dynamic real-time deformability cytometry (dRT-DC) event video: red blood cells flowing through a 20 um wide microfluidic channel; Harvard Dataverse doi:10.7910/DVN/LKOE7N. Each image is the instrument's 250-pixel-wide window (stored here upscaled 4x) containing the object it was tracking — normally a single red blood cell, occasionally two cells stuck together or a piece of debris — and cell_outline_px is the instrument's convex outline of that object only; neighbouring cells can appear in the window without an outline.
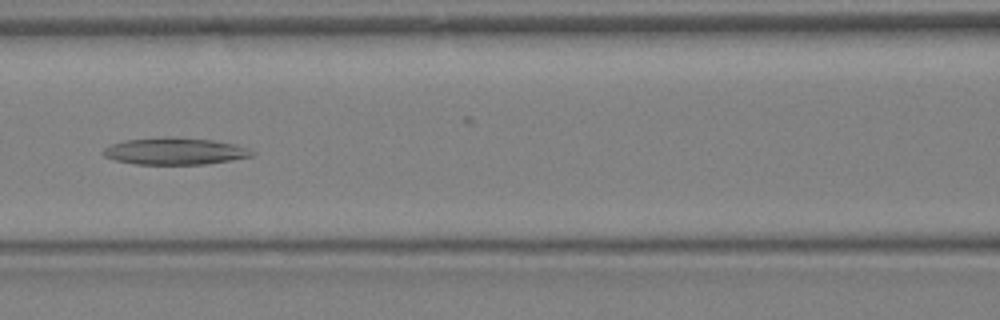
{"species": "Egyptian fruit bat (a non-hibernating species)", "species_latin": "Rousettus aegyptiacus", "temperature_condition": "warm", "stored_images_in_passage": 32, "camera_frame_rate_fps": 3000, "um_per_image_px": 0.085, "animal": {"sex": "female"}, "frame": {"image": 1, "passage_image": 14, "time_ms": 4.333, "image_size_px": [1000, 320], "cell_outline_px": [[256, 152], [252, 156], [232, 160], [204, 164], [136, 164], [116, 160], [104, 156], [100, 152], [104, 148], [112, 144], [124, 140], [160, 136], [172, 136], [212, 140], [236, 144], [248, 148]], "centroid_in_image_um": [14.86, 12.83], "position_along_channel_um": 151.7, "area_um2": 23.58}}
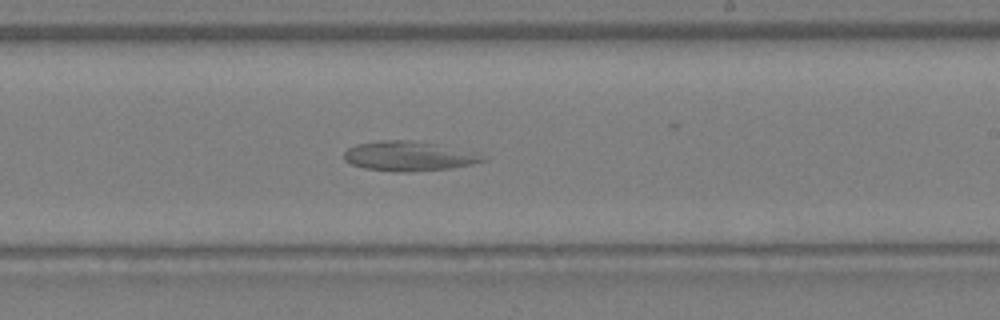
{"frame": {"image": 2, "passage_image": 19, "time_ms": 6.0, "image_size_px": [1000, 320], "cell_outline_px": [[488, 160], [472, 164], [452, 168], [404, 172], [400, 172], [364, 168], [352, 164], [344, 160], [344, 152], [348, 148], [356, 144], [380, 140], [412, 140], [440, 144], [480, 156]], "centroid_in_image_um": [34.66, 13.26], "position_along_channel_um": 254.3, "area_um2": 23.64}}
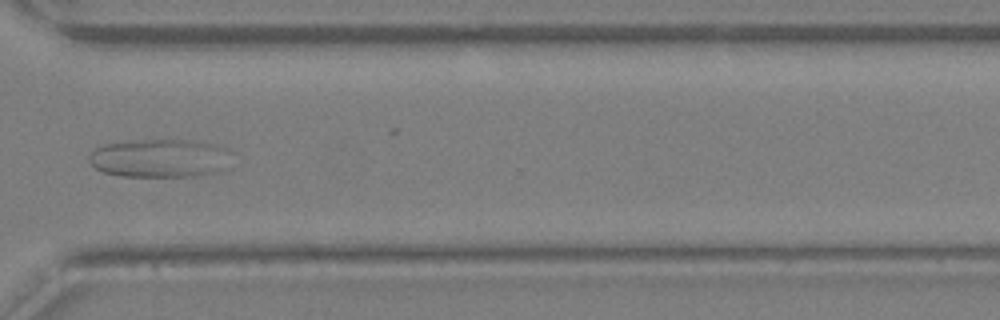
{"frame": {"image": 3, "passage_image": 24, "time_ms": 7.667, "image_size_px": [1000, 320], "cell_outline_px": [[232, 152], [228, 168], [216, 172], [192, 176], [120, 176], [104, 172], [96, 168], [88, 160], [88, 156], [96, 148], [104, 144], [140, 140], [192, 140], [212, 144], [228, 148]], "centroid_in_image_um": [13.64, 13.45], "position_along_channel_um": 357.0, "area_um2": 32.02}}